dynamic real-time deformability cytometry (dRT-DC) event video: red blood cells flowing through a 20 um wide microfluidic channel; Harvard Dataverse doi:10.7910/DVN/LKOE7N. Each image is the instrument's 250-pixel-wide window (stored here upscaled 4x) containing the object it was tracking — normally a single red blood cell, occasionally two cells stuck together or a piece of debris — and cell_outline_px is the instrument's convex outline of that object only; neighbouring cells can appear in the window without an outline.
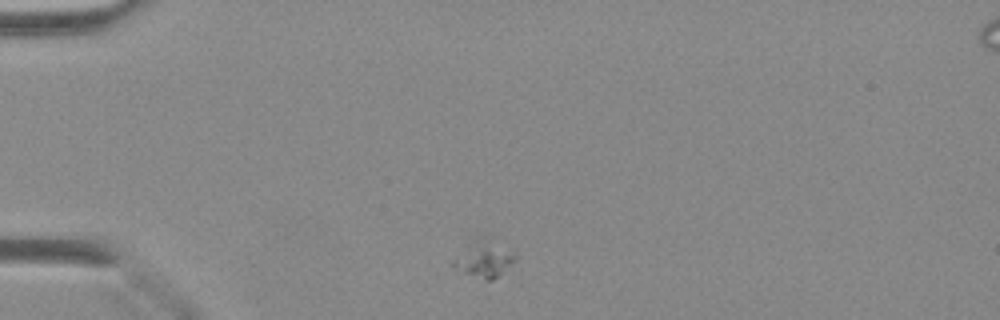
{"species": "Egyptian fruit bat (a non-hibernating species)", "species_latin": "Rousettus aegyptiacus", "temperature_condition": "warm", "stored_images_in_passage": 5, "camera_frame_rate_fps": 3000, "um_per_image_px": 0.085, "animal": {"sex": "female"}, "frame": {"image": 1, "passage_image": 1, "time_ms": 0.0, "image_size_px": [1000, 320], "cell_outline_px": [[516, 260], [492, 280], [484, 280], [452, 268], [448, 264], [452, 260], [476, 240], [516, 256]], "centroid_in_image_um": [41.01, 22.19], "position_along_channel_um": 44.0, "area_um2": 11.44}}